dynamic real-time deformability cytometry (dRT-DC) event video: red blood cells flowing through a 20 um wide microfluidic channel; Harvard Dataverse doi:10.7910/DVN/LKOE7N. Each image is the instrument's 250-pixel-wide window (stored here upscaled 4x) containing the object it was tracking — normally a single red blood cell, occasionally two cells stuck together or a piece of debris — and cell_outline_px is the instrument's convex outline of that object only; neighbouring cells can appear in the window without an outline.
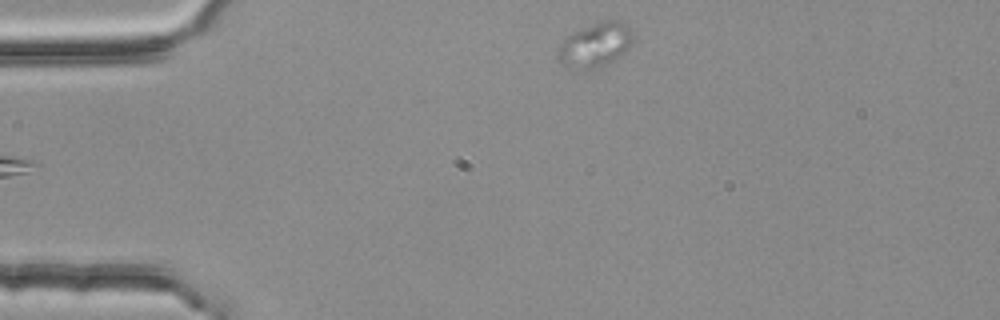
{"species": "common noctule bat (a hibernating species)", "species_latin": "Nyctalus noctula", "temperature_condition": "room temperature", "stored_images_in_passage": 2, "camera_frame_rate_fps": 3000, "um_per_image_px": 0.085, "animal": {"sex": "female", "body_mass_g": 25.1}, "frame": {"image": 1, "passage_image": 1, "time_ms": 0.0, "image_size_px": [1000, 320], "cell_outline_px": [[636, 40], [628, 48], [612, 60], [600, 68], [572, 72], [556, 56], [556, 48], [572, 32], [600, 20], [616, 20], [628, 24]], "centroid_in_image_um": [50.57, 3.83], "position_along_channel_um": 34.4, "area_um2": 19.94}}